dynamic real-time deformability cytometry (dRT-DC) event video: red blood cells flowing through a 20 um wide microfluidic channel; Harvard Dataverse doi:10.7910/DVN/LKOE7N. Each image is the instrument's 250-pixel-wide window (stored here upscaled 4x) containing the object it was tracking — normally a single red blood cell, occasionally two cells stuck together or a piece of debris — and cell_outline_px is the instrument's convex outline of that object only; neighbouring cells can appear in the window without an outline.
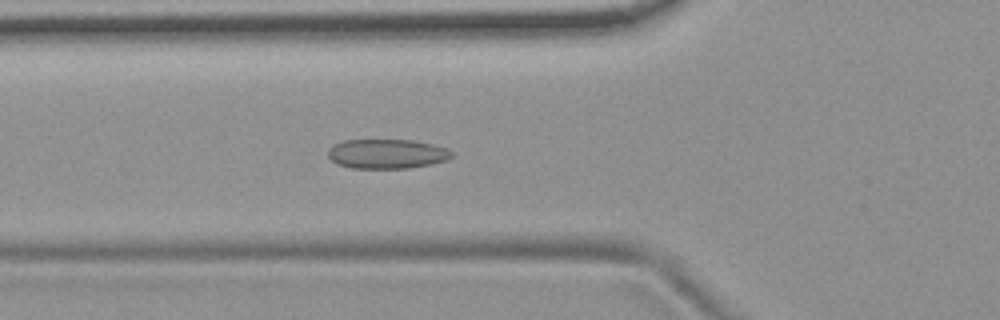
{"species": "common noctule bat (a hibernating species)", "species_latin": "Nyctalus noctula", "temperature_condition": "room temperature", "stored_images_in_passage": 5, "camera_frame_rate_fps": 3000, "um_per_image_px": 0.085, "animal": {"sex": "female", "body_mass_g": 19.9}, "frame": {"image": 1, "passage_image": 5, "time_ms": 1.333, "image_size_px": [1000, 320], "cell_outline_px": [[456, 152], [448, 160], [408, 168], [352, 168], [336, 164], [328, 156], [328, 148], [332, 144], [344, 140], [412, 140], [436, 144], [448, 148]], "centroid_in_image_um": [32.91, 13.06], "position_along_channel_um": 92.9, "area_um2": 21.56}}